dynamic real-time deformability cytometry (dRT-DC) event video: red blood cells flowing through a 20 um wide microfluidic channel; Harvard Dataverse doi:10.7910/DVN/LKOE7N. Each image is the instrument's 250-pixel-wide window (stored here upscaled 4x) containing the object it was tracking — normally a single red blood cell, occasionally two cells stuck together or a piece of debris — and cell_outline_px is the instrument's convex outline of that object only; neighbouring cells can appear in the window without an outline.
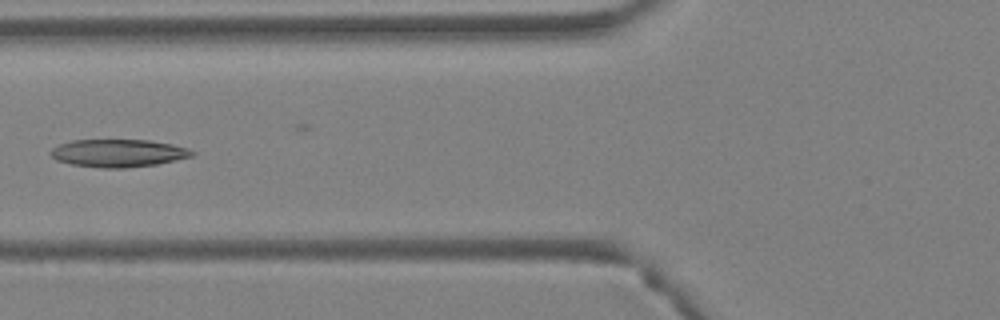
{"species": "Egyptian fruit bat (a non-hibernating species)", "species_latin": "Rousettus aegyptiacus", "temperature_condition": "warm", "stored_images_in_passage": 5, "camera_frame_rate_fps": 3000, "um_per_image_px": 0.085, "animal": {"sex": "female"}, "frame": {"image": 1, "passage_image": 5, "time_ms": 1.333, "image_size_px": [1000, 320], "cell_outline_px": [[196, 152], [192, 156], [156, 164], [124, 168], [104, 168], [72, 164], [56, 160], [48, 152], [52, 148], [60, 144], [72, 140], [148, 140], [172, 144], [188, 148]], "centroid_in_image_um": [10.04, 13.01], "position_along_channel_um": 115.8, "area_um2": 22.72}}